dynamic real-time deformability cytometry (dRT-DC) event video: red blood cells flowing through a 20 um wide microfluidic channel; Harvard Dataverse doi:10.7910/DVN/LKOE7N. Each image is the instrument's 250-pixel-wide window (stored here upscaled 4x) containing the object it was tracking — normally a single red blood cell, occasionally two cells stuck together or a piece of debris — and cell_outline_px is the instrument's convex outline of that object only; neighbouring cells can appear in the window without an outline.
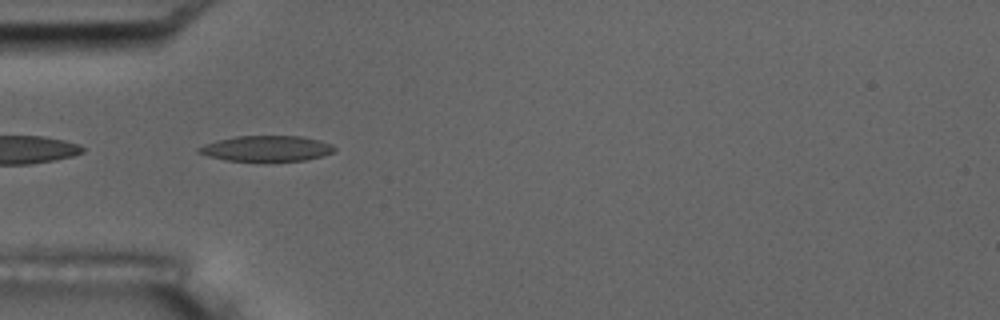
{"species": "common noctule bat (a hibernating species)", "species_latin": "Nyctalus noctula", "temperature_condition": "room temperature", "stored_images_in_passage": 38, "camera_frame_rate_fps": 3000, "um_per_image_px": 0.085, "animal": {"sex": "male", "body_mass_g": 17.5, "forearm_length_mm": 52.3}, "frame": {"image": 1, "passage_image": 1, "time_ms": 0.0, "image_size_px": [1000, 320], "cell_outline_px": [[336, 148], [332, 152], [324, 156], [304, 160], [228, 160], [208, 156], [196, 152], [196, 148], [204, 144], [236, 136], [300, 136], [320, 140], [332, 144]], "centroid_in_image_um": [22.67, 12.61], "position_along_channel_um": 62.3, "area_um2": 19.94}, "authors_computed_cell_mechanics": {"area_um2": 19.5942, "velocity_mm_per_s": 3.7879, "shape_relaxation_time_tau1_ms": null, "shape_relaxation_time_tau2_ms": 3.2431, "deformation_change_tau1": null, "deformation_change_tau2": 0.1226}}